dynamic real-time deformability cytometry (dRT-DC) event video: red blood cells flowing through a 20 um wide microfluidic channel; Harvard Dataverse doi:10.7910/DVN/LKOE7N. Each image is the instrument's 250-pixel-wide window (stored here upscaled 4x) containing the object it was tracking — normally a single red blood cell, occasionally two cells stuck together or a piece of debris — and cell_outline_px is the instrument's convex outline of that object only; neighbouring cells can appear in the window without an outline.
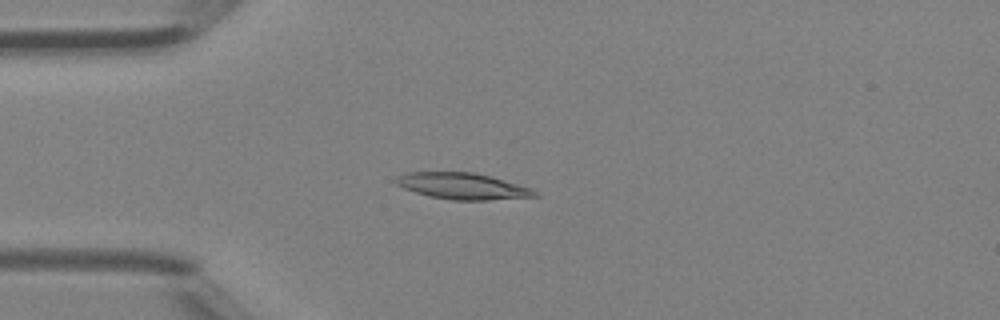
{"species": "Egyptian fruit bat (a non-hibernating species)", "species_latin": "Rousettus aegyptiacus", "temperature_condition": "room temperature", "stored_images_in_passage": 45, "camera_frame_rate_fps": 3000, "um_per_image_px": 0.085, "animal": {"sex": "female"}, "frame": {"image": 1, "passage_image": 12, "time_ms": 3.667, "image_size_px": [1000, 320], "cell_outline_px": [[540, 196], [488, 200], [452, 200], [428, 196], [404, 188], [396, 184], [392, 180], [396, 176], [408, 172], [472, 172], [492, 176], [532, 188]], "centroid_in_image_um": [39.31, 15.81], "position_along_channel_um": 45.7, "area_um2": 21.44}}
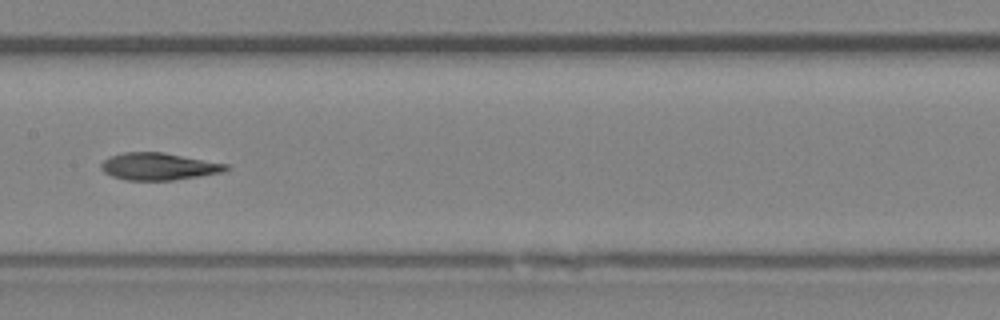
{"frame": {"image": 2, "passage_image": 23, "time_ms": 7.333, "image_size_px": [1000, 320], "cell_outline_px": [[228, 168], [224, 172], [200, 176], [172, 180], [124, 180], [112, 176], [104, 172], [100, 168], [100, 164], [108, 156], [124, 152], [160, 152], [228, 164]], "centroid_in_image_um": [13.44, 14.15], "position_along_channel_um": 194.0, "area_um2": 19.71}}
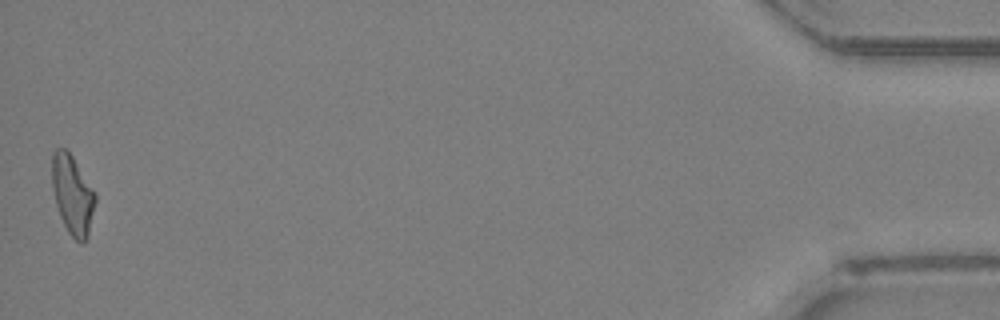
{"frame": {"image": 3, "passage_image": 45, "time_ms": 14.667, "image_size_px": [1000, 320], "cell_outline_px": [[96, 200], [88, 236], [84, 244], [80, 244], [68, 232], [60, 216], [56, 204], [52, 188], [52, 152], [56, 148], [64, 148], [72, 156], [96, 196]], "centroid_in_image_um": [6.15, 16.58], "position_along_channel_um": 429.1, "area_um2": 19.71}, "authors_computed_cell_mechanics": {"area_um2": 20.23, "velocity_mm_per_s": 4.5192, "shape_relaxation_time_tau1_ms": null, "shape_relaxation_time_tau2_ms": 7.1682, "deformation_change_tau1": null, "deformation_change_tau2": 0.1306}}